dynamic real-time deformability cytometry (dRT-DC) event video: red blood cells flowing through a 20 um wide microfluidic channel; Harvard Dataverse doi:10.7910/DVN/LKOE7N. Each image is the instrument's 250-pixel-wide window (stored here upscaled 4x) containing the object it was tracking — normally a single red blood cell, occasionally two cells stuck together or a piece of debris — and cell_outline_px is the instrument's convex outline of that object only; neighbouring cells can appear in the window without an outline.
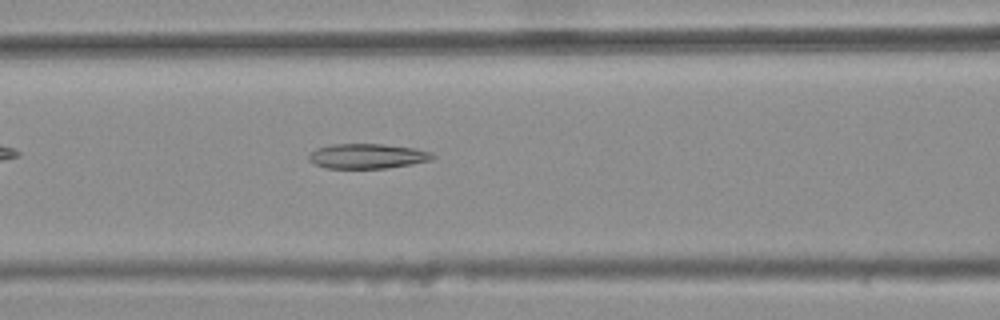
{"species": "common noctule bat (a hibernating species)", "species_latin": "Nyctalus noctula", "temperature_condition": "warm", "stored_images_in_passage": 27, "camera_frame_rate_fps": 3000, "um_per_image_px": 0.085, "animal": {"sex": "female", "body_mass_g": 25.1}, "frame": {"image": 1, "passage_image": 6, "time_ms": 1.667, "image_size_px": [1000, 320], "cell_outline_px": [[436, 156], [432, 160], [412, 164], [388, 168], [324, 168], [308, 160], [308, 152], [316, 148], [332, 144], [384, 144], [416, 148], [432, 152]], "centroid_in_image_um": [31.23, 13.26], "position_along_channel_um": 135.4, "area_um2": 18.21}}
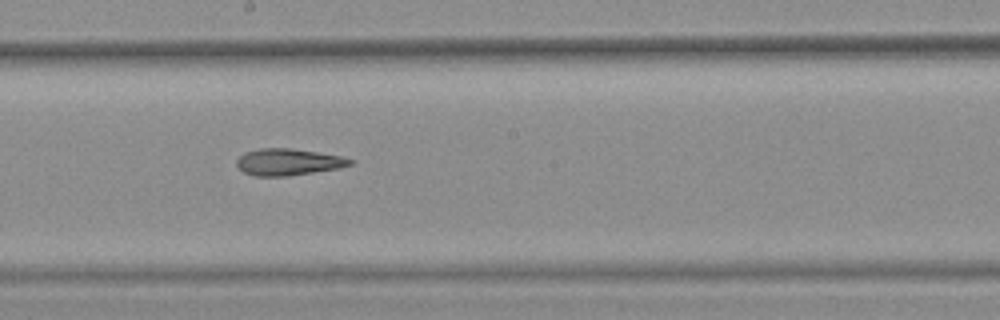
{"frame": {"image": 2, "passage_image": 13, "time_ms": 4.0, "image_size_px": [1000, 320], "cell_outline_px": [[356, 160], [352, 164], [340, 168], [288, 176], [252, 176], [244, 172], [236, 164], [236, 160], [244, 152], [260, 148], [288, 148], [316, 152], [340, 156]], "centroid_in_image_um": [24.49, 13.77], "position_along_channel_um": 223.7, "area_um2": 17.63}}
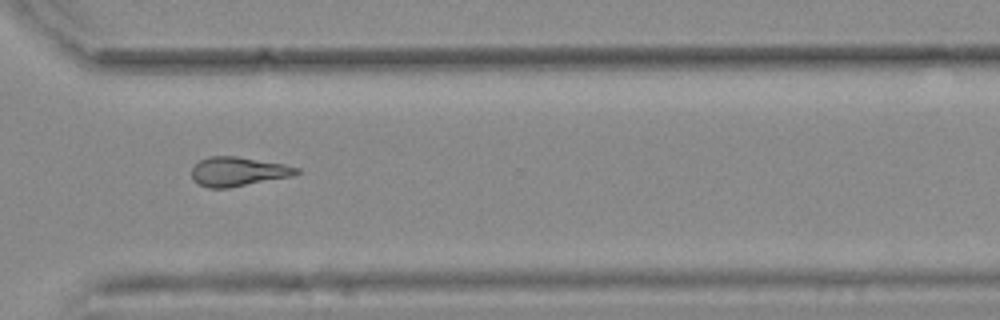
{"frame": {"image": 3, "passage_image": 23, "time_ms": 7.333, "image_size_px": [1000, 320], "cell_outline_px": [[300, 172], [292, 176], [228, 188], [208, 188], [192, 180], [192, 168], [200, 160], [208, 156], [236, 156], [284, 164], [300, 168]], "centroid_in_image_um": [20.23, 14.58], "position_along_channel_um": 350.4, "area_um2": 17.8}}